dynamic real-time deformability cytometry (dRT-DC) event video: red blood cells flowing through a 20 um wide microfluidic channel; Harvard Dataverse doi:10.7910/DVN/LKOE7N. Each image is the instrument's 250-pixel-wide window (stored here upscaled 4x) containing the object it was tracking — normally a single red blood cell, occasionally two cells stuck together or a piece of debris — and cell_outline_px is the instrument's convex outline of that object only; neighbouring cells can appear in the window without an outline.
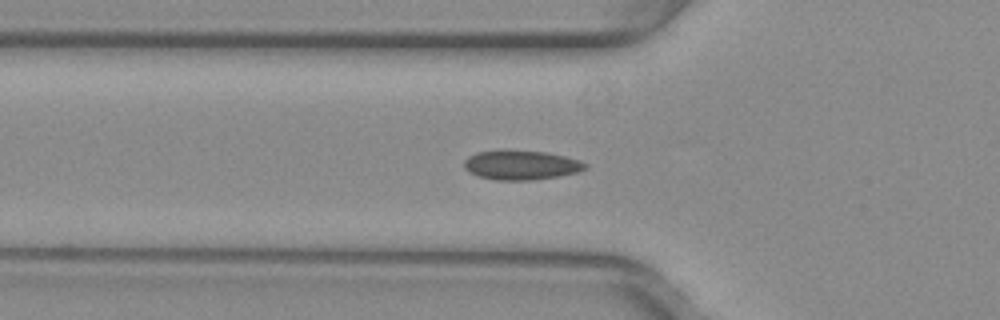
{"species": "common noctule bat (a hibernating species)", "species_latin": "Nyctalus noctula", "temperature_condition": "warm", "stored_images_in_passage": 37, "camera_frame_rate_fps": 3000, "um_per_image_px": 0.085, "animal": {"sex": "female", "body_mass_g": 29.2, "forearm_length_mm": 56.3}, "frame": {"image": 1, "passage_image": 2, "time_ms": 0.333, "image_size_px": [1000, 320], "cell_outline_px": [[588, 168], [576, 172], [560, 176], [532, 180], [496, 180], [480, 176], [468, 172], [464, 168], [464, 160], [468, 156], [476, 152], [504, 148], [508, 148], [548, 152], [580, 160], [588, 164]], "centroid_in_image_um": [44.28, 13.99], "position_along_channel_um": 81.5, "area_um2": 21.39}}
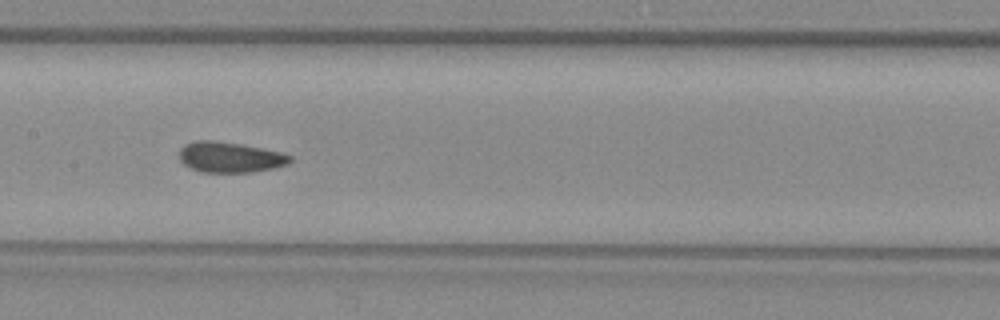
{"frame": {"image": 2, "passage_image": 10, "time_ms": 3.0, "image_size_px": [1000, 320], "cell_outline_px": [[292, 160], [288, 164], [272, 168], [252, 172], [200, 172], [184, 164], [180, 160], [180, 148], [184, 144], [196, 140], [212, 140], [240, 144], [280, 152], [292, 156]], "centroid_in_image_um": [19.53, 13.36], "position_along_channel_um": 187.9, "area_um2": 19.59}}
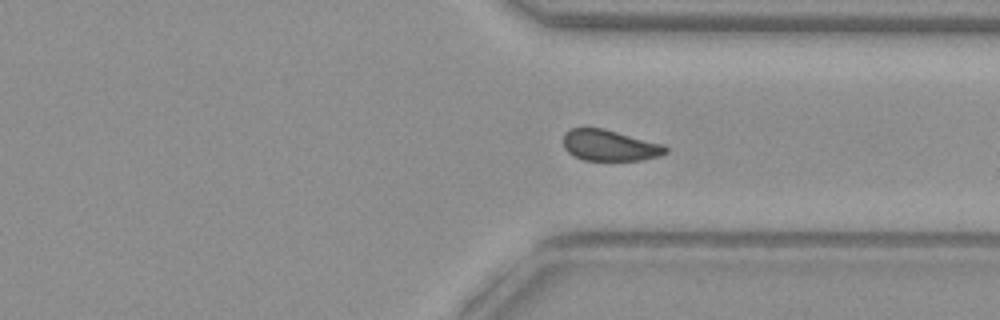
{"frame": {"image": 3, "passage_image": 23, "time_ms": 7.333, "image_size_px": [1000, 320], "cell_outline_px": [[668, 152], [660, 156], [640, 160], [584, 160], [572, 156], [564, 148], [564, 136], [572, 128], [604, 128], [664, 144], [668, 148]], "centroid_in_image_um": [51.86, 12.36], "position_along_channel_um": 359.5, "area_um2": 18.55}, "authors_computed_cell_mechanics": {"area_um2": 19.4786, "velocity_mm_per_s": 3.9644, "shape_relaxation_time_tau1_ms": 6.537, "shape_relaxation_time_tau2_ms": 0.9047, "deformation_change_tau1": 0.0931, "deformation_change_tau2": 0.0526}}